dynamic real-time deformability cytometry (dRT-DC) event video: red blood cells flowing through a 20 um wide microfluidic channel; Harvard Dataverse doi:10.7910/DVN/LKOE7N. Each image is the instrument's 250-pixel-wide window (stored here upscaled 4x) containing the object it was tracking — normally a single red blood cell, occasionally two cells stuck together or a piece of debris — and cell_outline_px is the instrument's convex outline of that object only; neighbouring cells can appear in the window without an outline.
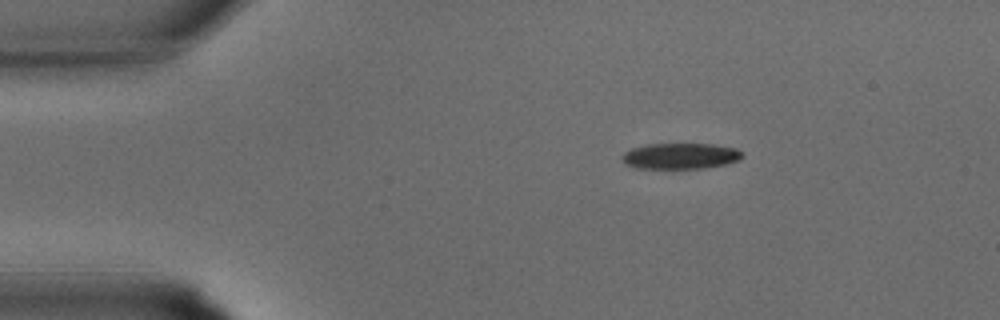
{"species": "common noctule bat (a hibernating species)", "species_latin": "Nyctalus noctula", "temperature_condition": "warm", "stored_images_in_passage": 29, "camera_frame_rate_fps": 3000, "um_per_image_px": 0.085, "animal": {"sex": "male", "body_mass_g": 15.6}, "frame": {"image": 1, "passage_image": 1, "time_ms": 0.0, "image_size_px": [1000, 320], "cell_outline_px": [[744, 156], [740, 160], [724, 164], [704, 168], [636, 168], [624, 164], [620, 160], [620, 156], [624, 152], [632, 148], [648, 144], [712, 144], [736, 148], [744, 152]], "centroid_in_image_um": [57.82, 13.26], "position_along_channel_um": 27.2, "area_um2": 18.32}}
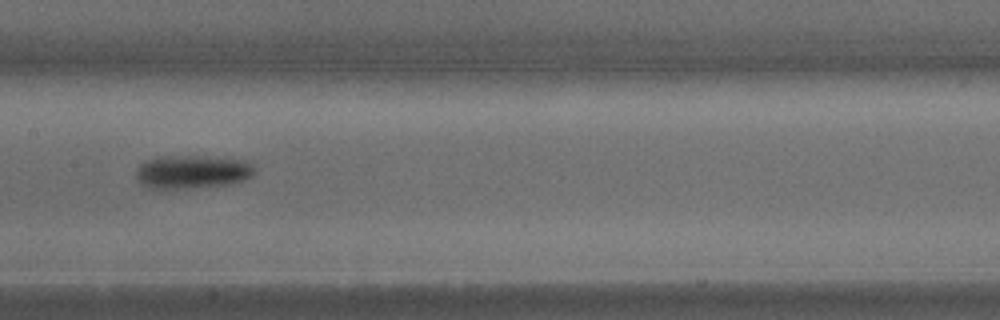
{"frame": {"image": 2, "passage_image": 12, "time_ms": 3.667, "image_size_px": [1000, 320], "cell_outline_px": [[256, 172], [252, 176], [244, 180], [228, 184], [176, 188], [152, 188], [140, 184], [136, 176], [136, 168], [144, 160], [156, 156], [200, 156], [248, 160], [252, 164]], "centroid_in_image_um": [16.33, 14.58], "position_along_channel_um": 191.1, "area_um2": 23.06}}
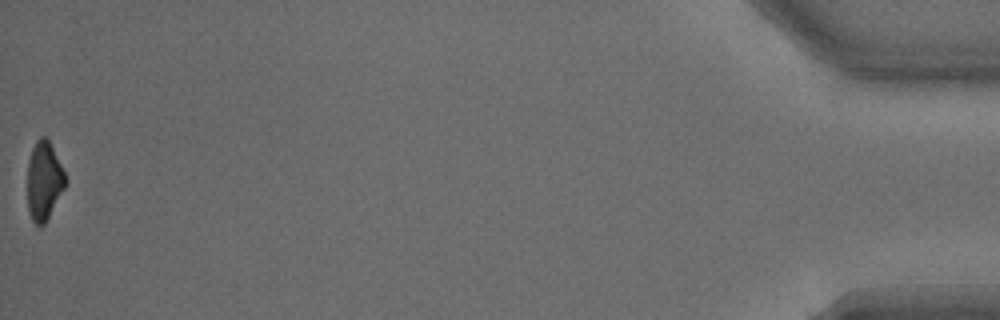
{"frame": {"image": 3, "passage_image": 29, "time_ms": 9.333, "image_size_px": [1000, 320], "cell_outline_px": [[68, 180], [64, 188], [44, 224], [40, 228], [32, 220], [28, 212], [28, 160], [32, 148], [36, 140], [40, 136], [44, 136], [48, 140]], "centroid_in_image_um": [3.72, 15.38], "position_along_channel_um": 431.5, "area_um2": 17.17}}